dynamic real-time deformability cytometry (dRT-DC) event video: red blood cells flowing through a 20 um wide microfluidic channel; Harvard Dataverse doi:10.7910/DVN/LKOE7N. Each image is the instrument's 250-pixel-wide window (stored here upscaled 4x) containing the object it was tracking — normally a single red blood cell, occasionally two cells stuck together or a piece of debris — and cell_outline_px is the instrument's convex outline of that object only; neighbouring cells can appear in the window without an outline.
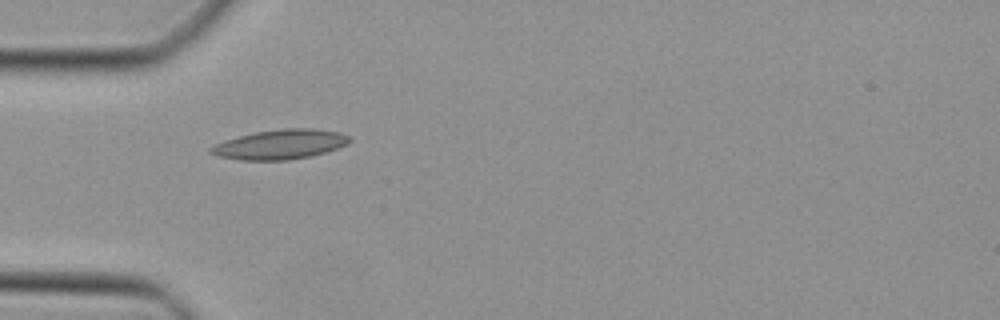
{"species": "Egyptian fruit bat (a non-hibernating species)", "species_latin": "Rousettus aegyptiacus", "temperature_condition": "cold", "stored_images_in_passage": 30, "camera_frame_rate_fps": 3000, "um_per_image_px": 0.085, "animal": {"sex": "female"}, "frame": {"image": 1, "passage_image": 1, "time_ms": 0.0, "image_size_px": [1000, 320], "cell_outline_px": [[352, 140], [348, 144], [324, 152], [308, 156], [288, 160], [240, 160], [216, 156], [208, 152], [208, 148], [224, 140], [256, 132], [284, 128], [316, 128], [340, 132], [348, 136]], "centroid_in_image_um": [23.8, 12.27], "position_along_channel_um": 61.2, "area_um2": 23.93}}
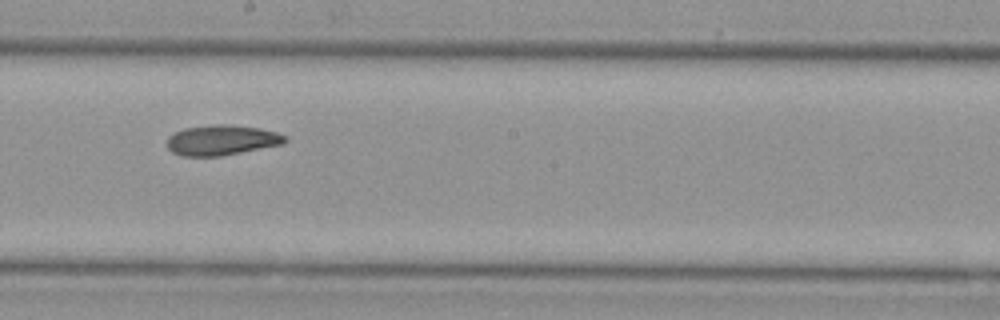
{"frame": {"image": 2, "passage_image": 13, "time_ms": 4.0, "image_size_px": [1000, 320], "cell_outline_px": [[288, 140], [284, 144], [220, 156], [180, 156], [172, 152], [168, 148], [168, 136], [184, 128], [212, 124], [224, 124], [260, 128], [276, 132], [284, 136]], "centroid_in_image_um": [18.84, 11.91], "position_along_channel_um": 229.4, "area_um2": 20.75}}
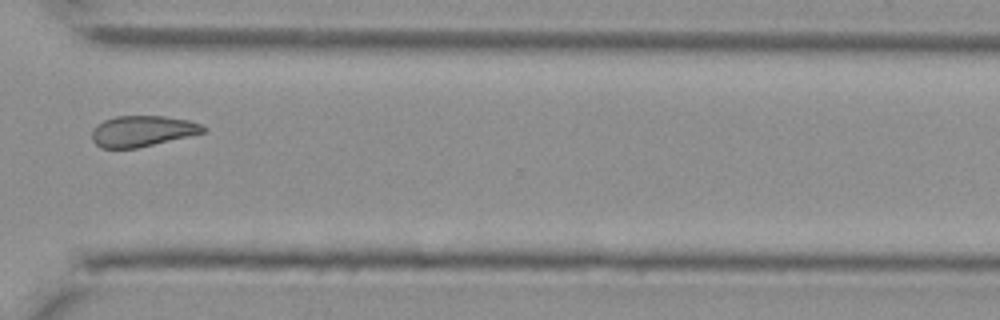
{"frame": {"image": 3, "passage_image": 22, "time_ms": 7.0, "image_size_px": [1000, 320], "cell_outline_px": [[208, 128], [204, 132], [188, 136], [136, 148], [100, 148], [92, 140], [92, 132], [96, 124], [104, 120], [116, 116], [164, 116], [188, 120], [200, 124]], "centroid_in_image_um": [12.07, 11.14], "position_along_channel_um": 358.5, "area_um2": 19.88}}